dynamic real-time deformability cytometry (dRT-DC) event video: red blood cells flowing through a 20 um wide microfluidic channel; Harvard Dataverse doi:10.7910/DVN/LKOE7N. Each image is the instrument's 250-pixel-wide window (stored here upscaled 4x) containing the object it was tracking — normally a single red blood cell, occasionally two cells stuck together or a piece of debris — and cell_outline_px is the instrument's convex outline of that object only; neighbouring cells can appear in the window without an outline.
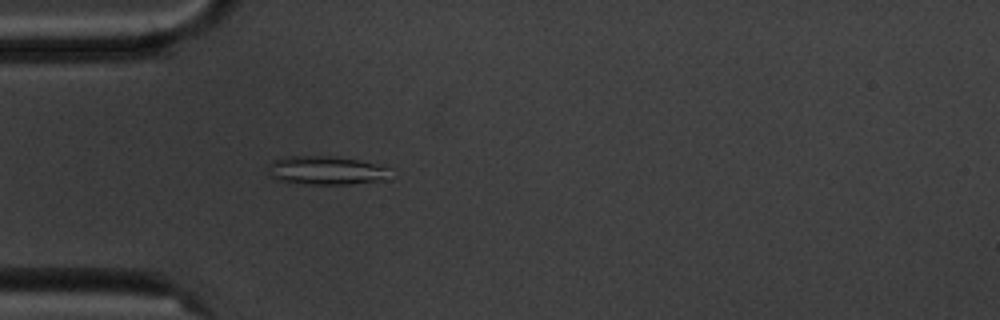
{"species": "common noctule bat (a hibernating species)", "species_latin": "Nyctalus noctula", "temperature_condition": "cold", "stored_images_in_passage": 2, "camera_frame_rate_fps": 3000, "um_per_image_px": 0.085, "animal": {"sex": "male", "body_mass_g": 20.1, "forearm_length_mm": 53.5}, "frame": {"image": 1, "passage_image": 2, "time_ms": 1.0, "image_size_px": [1000, 320], "cell_outline_px": [[392, 180], [348, 184], [300, 184], [276, 180], [268, 176], [268, 164], [272, 160], [288, 156], [336, 156], [384, 164], [388, 168]], "centroid_in_image_um": [27.76, 14.49], "position_along_channel_um": 57.2, "area_um2": 21.15}}